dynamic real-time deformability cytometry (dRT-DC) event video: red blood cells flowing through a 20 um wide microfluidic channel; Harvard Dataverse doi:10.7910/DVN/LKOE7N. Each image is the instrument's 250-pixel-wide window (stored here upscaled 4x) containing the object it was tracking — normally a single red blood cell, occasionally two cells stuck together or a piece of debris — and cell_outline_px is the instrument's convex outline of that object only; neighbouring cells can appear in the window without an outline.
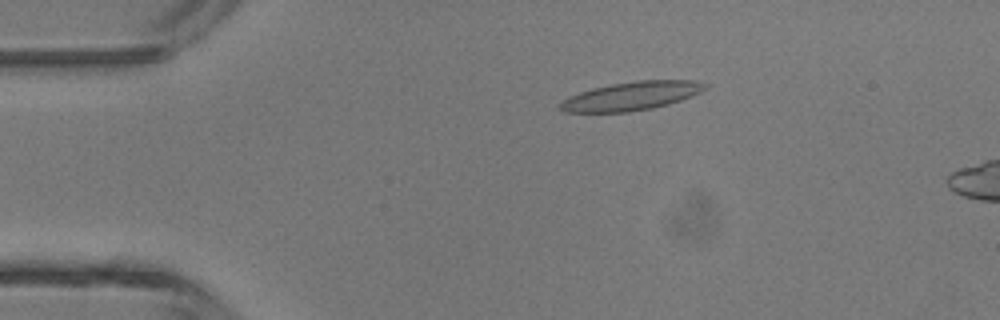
{"species": "common noctule bat (a hibernating species)", "species_latin": "Nyctalus noctula", "temperature_condition": "room temperature", "stored_images_in_passage": 3, "camera_frame_rate_fps": 3000, "um_per_image_px": 0.085, "animal": {"sex": "male", "body_mass_g": 13.3}, "frame": {"image": 1, "passage_image": 1, "time_ms": 0.0, "image_size_px": [1000, 320], "cell_outline_px": [[708, 84], [700, 92], [692, 96], [668, 104], [652, 108], [628, 112], [564, 112], [556, 108], [556, 104], [568, 96], [592, 88], [612, 84], [636, 80], [696, 80]], "centroid_in_image_um": [53.6, 8.16], "position_along_channel_um": 31.4, "area_um2": 24.28}}